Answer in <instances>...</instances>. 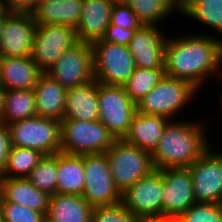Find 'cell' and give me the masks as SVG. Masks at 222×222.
I'll return each mask as SVG.
<instances>
[{
    "instance_id": "cell-1",
    "label": "cell",
    "mask_w": 222,
    "mask_h": 222,
    "mask_svg": "<svg viewBox=\"0 0 222 222\" xmlns=\"http://www.w3.org/2000/svg\"><path fill=\"white\" fill-rule=\"evenodd\" d=\"M209 32L167 35L164 48L165 75L190 82L199 91L207 80L222 79V39ZM212 77V78H210Z\"/></svg>"
},
{
    "instance_id": "cell-2",
    "label": "cell",
    "mask_w": 222,
    "mask_h": 222,
    "mask_svg": "<svg viewBox=\"0 0 222 222\" xmlns=\"http://www.w3.org/2000/svg\"><path fill=\"white\" fill-rule=\"evenodd\" d=\"M201 121H178L176 117L167 123L151 152L156 169L187 168L211 147V139L207 136L211 129Z\"/></svg>"
},
{
    "instance_id": "cell-3",
    "label": "cell",
    "mask_w": 222,
    "mask_h": 222,
    "mask_svg": "<svg viewBox=\"0 0 222 222\" xmlns=\"http://www.w3.org/2000/svg\"><path fill=\"white\" fill-rule=\"evenodd\" d=\"M201 93L190 82L164 75L159 83L136 104L137 112L174 120L181 110ZM184 108V109H183ZM179 112V113H178ZM174 118V119H173Z\"/></svg>"
},
{
    "instance_id": "cell-4",
    "label": "cell",
    "mask_w": 222,
    "mask_h": 222,
    "mask_svg": "<svg viewBox=\"0 0 222 222\" xmlns=\"http://www.w3.org/2000/svg\"><path fill=\"white\" fill-rule=\"evenodd\" d=\"M105 153L114 184L121 194L156 169L151 152L140 149L124 139H116Z\"/></svg>"
},
{
    "instance_id": "cell-5",
    "label": "cell",
    "mask_w": 222,
    "mask_h": 222,
    "mask_svg": "<svg viewBox=\"0 0 222 222\" xmlns=\"http://www.w3.org/2000/svg\"><path fill=\"white\" fill-rule=\"evenodd\" d=\"M116 139L98 121L74 119L61 121L60 150L70 155L105 153Z\"/></svg>"
},
{
    "instance_id": "cell-6",
    "label": "cell",
    "mask_w": 222,
    "mask_h": 222,
    "mask_svg": "<svg viewBox=\"0 0 222 222\" xmlns=\"http://www.w3.org/2000/svg\"><path fill=\"white\" fill-rule=\"evenodd\" d=\"M11 146L39 151L43 155L61 152V122L40 116L7 124Z\"/></svg>"
},
{
    "instance_id": "cell-7",
    "label": "cell",
    "mask_w": 222,
    "mask_h": 222,
    "mask_svg": "<svg viewBox=\"0 0 222 222\" xmlns=\"http://www.w3.org/2000/svg\"><path fill=\"white\" fill-rule=\"evenodd\" d=\"M94 79L102 84L123 86L136 69L128 46L97 40L92 44Z\"/></svg>"
},
{
    "instance_id": "cell-8",
    "label": "cell",
    "mask_w": 222,
    "mask_h": 222,
    "mask_svg": "<svg viewBox=\"0 0 222 222\" xmlns=\"http://www.w3.org/2000/svg\"><path fill=\"white\" fill-rule=\"evenodd\" d=\"M98 104L99 121L115 139H124L137 113L136 103L123 86L98 82Z\"/></svg>"
},
{
    "instance_id": "cell-9",
    "label": "cell",
    "mask_w": 222,
    "mask_h": 222,
    "mask_svg": "<svg viewBox=\"0 0 222 222\" xmlns=\"http://www.w3.org/2000/svg\"><path fill=\"white\" fill-rule=\"evenodd\" d=\"M85 186L82 197L92 206H109L121 202L106 153L84 155Z\"/></svg>"
},
{
    "instance_id": "cell-10",
    "label": "cell",
    "mask_w": 222,
    "mask_h": 222,
    "mask_svg": "<svg viewBox=\"0 0 222 222\" xmlns=\"http://www.w3.org/2000/svg\"><path fill=\"white\" fill-rule=\"evenodd\" d=\"M78 42L76 29L73 27L60 24L37 25L31 58L45 73L65 51Z\"/></svg>"
},
{
    "instance_id": "cell-11",
    "label": "cell",
    "mask_w": 222,
    "mask_h": 222,
    "mask_svg": "<svg viewBox=\"0 0 222 222\" xmlns=\"http://www.w3.org/2000/svg\"><path fill=\"white\" fill-rule=\"evenodd\" d=\"M164 184L162 172L155 169L121 194V203L138 219L162 216Z\"/></svg>"
},
{
    "instance_id": "cell-12",
    "label": "cell",
    "mask_w": 222,
    "mask_h": 222,
    "mask_svg": "<svg viewBox=\"0 0 222 222\" xmlns=\"http://www.w3.org/2000/svg\"><path fill=\"white\" fill-rule=\"evenodd\" d=\"M45 73L66 89L93 81L92 45L78 42L65 51Z\"/></svg>"
},
{
    "instance_id": "cell-13",
    "label": "cell",
    "mask_w": 222,
    "mask_h": 222,
    "mask_svg": "<svg viewBox=\"0 0 222 222\" xmlns=\"http://www.w3.org/2000/svg\"><path fill=\"white\" fill-rule=\"evenodd\" d=\"M188 168L196 202L222 204V156L210 147Z\"/></svg>"
},
{
    "instance_id": "cell-14",
    "label": "cell",
    "mask_w": 222,
    "mask_h": 222,
    "mask_svg": "<svg viewBox=\"0 0 222 222\" xmlns=\"http://www.w3.org/2000/svg\"><path fill=\"white\" fill-rule=\"evenodd\" d=\"M37 24L29 12H11L0 35L1 57H31Z\"/></svg>"
},
{
    "instance_id": "cell-15",
    "label": "cell",
    "mask_w": 222,
    "mask_h": 222,
    "mask_svg": "<svg viewBox=\"0 0 222 222\" xmlns=\"http://www.w3.org/2000/svg\"><path fill=\"white\" fill-rule=\"evenodd\" d=\"M163 177L162 217L178 218L196 200L189 168L160 169Z\"/></svg>"
},
{
    "instance_id": "cell-16",
    "label": "cell",
    "mask_w": 222,
    "mask_h": 222,
    "mask_svg": "<svg viewBox=\"0 0 222 222\" xmlns=\"http://www.w3.org/2000/svg\"><path fill=\"white\" fill-rule=\"evenodd\" d=\"M167 36L159 26L142 25L128 44L138 68H164V48Z\"/></svg>"
},
{
    "instance_id": "cell-17",
    "label": "cell",
    "mask_w": 222,
    "mask_h": 222,
    "mask_svg": "<svg viewBox=\"0 0 222 222\" xmlns=\"http://www.w3.org/2000/svg\"><path fill=\"white\" fill-rule=\"evenodd\" d=\"M116 0H84L81 18L76 27L79 42L102 40L111 21V11Z\"/></svg>"
},
{
    "instance_id": "cell-18",
    "label": "cell",
    "mask_w": 222,
    "mask_h": 222,
    "mask_svg": "<svg viewBox=\"0 0 222 222\" xmlns=\"http://www.w3.org/2000/svg\"><path fill=\"white\" fill-rule=\"evenodd\" d=\"M36 116L62 121L66 109L67 89L48 74L42 73L34 88Z\"/></svg>"
},
{
    "instance_id": "cell-19",
    "label": "cell",
    "mask_w": 222,
    "mask_h": 222,
    "mask_svg": "<svg viewBox=\"0 0 222 222\" xmlns=\"http://www.w3.org/2000/svg\"><path fill=\"white\" fill-rule=\"evenodd\" d=\"M42 73L31 57H1L0 85L5 90L34 89Z\"/></svg>"
},
{
    "instance_id": "cell-20",
    "label": "cell",
    "mask_w": 222,
    "mask_h": 222,
    "mask_svg": "<svg viewBox=\"0 0 222 222\" xmlns=\"http://www.w3.org/2000/svg\"><path fill=\"white\" fill-rule=\"evenodd\" d=\"M0 197L47 215L50 196L27 178H0Z\"/></svg>"
},
{
    "instance_id": "cell-21",
    "label": "cell",
    "mask_w": 222,
    "mask_h": 222,
    "mask_svg": "<svg viewBox=\"0 0 222 222\" xmlns=\"http://www.w3.org/2000/svg\"><path fill=\"white\" fill-rule=\"evenodd\" d=\"M63 119L84 122L99 120L98 82L95 79L67 89L66 109Z\"/></svg>"
},
{
    "instance_id": "cell-22",
    "label": "cell",
    "mask_w": 222,
    "mask_h": 222,
    "mask_svg": "<svg viewBox=\"0 0 222 222\" xmlns=\"http://www.w3.org/2000/svg\"><path fill=\"white\" fill-rule=\"evenodd\" d=\"M84 0H49L38 4L32 12L37 25L60 24L76 29Z\"/></svg>"
},
{
    "instance_id": "cell-23",
    "label": "cell",
    "mask_w": 222,
    "mask_h": 222,
    "mask_svg": "<svg viewBox=\"0 0 222 222\" xmlns=\"http://www.w3.org/2000/svg\"><path fill=\"white\" fill-rule=\"evenodd\" d=\"M170 120L163 116L136 113L124 140L140 149L152 152Z\"/></svg>"
},
{
    "instance_id": "cell-24",
    "label": "cell",
    "mask_w": 222,
    "mask_h": 222,
    "mask_svg": "<svg viewBox=\"0 0 222 222\" xmlns=\"http://www.w3.org/2000/svg\"><path fill=\"white\" fill-rule=\"evenodd\" d=\"M93 207L77 195L50 196L47 217L57 222H91Z\"/></svg>"
},
{
    "instance_id": "cell-25",
    "label": "cell",
    "mask_w": 222,
    "mask_h": 222,
    "mask_svg": "<svg viewBox=\"0 0 222 222\" xmlns=\"http://www.w3.org/2000/svg\"><path fill=\"white\" fill-rule=\"evenodd\" d=\"M84 186V155H70L59 152L57 193L82 196Z\"/></svg>"
},
{
    "instance_id": "cell-26",
    "label": "cell",
    "mask_w": 222,
    "mask_h": 222,
    "mask_svg": "<svg viewBox=\"0 0 222 222\" xmlns=\"http://www.w3.org/2000/svg\"><path fill=\"white\" fill-rule=\"evenodd\" d=\"M179 14L216 31L222 39V0H179ZM214 28V29H213Z\"/></svg>"
},
{
    "instance_id": "cell-27",
    "label": "cell",
    "mask_w": 222,
    "mask_h": 222,
    "mask_svg": "<svg viewBox=\"0 0 222 222\" xmlns=\"http://www.w3.org/2000/svg\"><path fill=\"white\" fill-rule=\"evenodd\" d=\"M132 8L142 25L160 26L177 11L179 0H123ZM171 15V16H169ZM160 22V24H159ZM159 24V25H158Z\"/></svg>"
},
{
    "instance_id": "cell-28",
    "label": "cell",
    "mask_w": 222,
    "mask_h": 222,
    "mask_svg": "<svg viewBox=\"0 0 222 222\" xmlns=\"http://www.w3.org/2000/svg\"><path fill=\"white\" fill-rule=\"evenodd\" d=\"M4 104L0 122L6 125L36 116L34 89L6 90Z\"/></svg>"
},
{
    "instance_id": "cell-29",
    "label": "cell",
    "mask_w": 222,
    "mask_h": 222,
    "mask_svg": "<svg viewBox=\"0 0 222 222\" xmlns=\"http://www.w3.org/2000/svg\"><path fill=\"white\" fill-rule=\"evenodd\" d=\"M43 156L37 150L12 146L0 178H27Z\"/></svg>"
},
{
    "instance_id": "cell-30",
    "label": "cell",
    "mask_w": 222,
    "mask_h": 222,
    "mask_svg": "<svg viewBox=\"0 0 222 222\" xmlns=\"http://www.w3.org/2000/svg\"><path fill=\"white\" fill-rule=\"evenodd\" d=\"M164 68L149 69L136 67L134 73L123 85L126 93L137 104L164 77Z\"/></svg>"
},
{
    "instance_id": "cell-31",
    "label": "cell",
    "mask_w": 222,
    "mask_h": 222,
    "mask_svg": "<svg viewBox=\"0 0 222 222\" xmlns=\"http://www.w3.org/2000/svg\"><path fill=\"white\" fill-rule=\"evenodd\" d=\"M58 153L44 155L27 179L40 191L49 196L57 193Z\"/></svg>"
},
{
    "instance_id": "cell-32",
    "label": "cell",
    "mask_w": 222,
    "mask_h": 222,
    "mask_svg": "<svg viewBox=\"0 0 222 222\" xmlns=\"http://www.w3.org/2000/svg\"><path fill=\"white\" fill-rule=\"evenodd\" d=\"M177 219L179 222H222V204L195 202Z\"/></svg>"
},
{
    "instance_id": "cell-33",
    "label": "cell",
    "mask_w": 222,
    "mask_h": 222,
    "mask_svg": "<svg viewBox=\"0 0 222 222\" xmlns=\"http://www.w3.org/2000/svg\"><path fill=\"white\" fill-rule=\"evenodd\" d=\"M0 213L4 222H43L46 216L26 206L5 202L1 197Z\"/></svg>"
},
{
    "instance_id": "cell-34",
    "label": "cell",
    "mask_w": 222,
    "mask_h": 222,
    "mask_svg": "<svg viewBox=\"0 0 222 222\" xmlns=\"http://www.w3.org/2000/svg\"><path fill=\"white\" fill-rule=\"evenodd\" d=\"M139 219L130 213L120 202L109 206L93 207L91 222H138Z\"/></svg>"
},
{
    "instance_id": "cell-35",
    "label": "cell",
    "mask_w": 222,
    "mask_h": 222,
    "mask_svg": "<svg viewBox=\"0 0 222 222\" xmlns=\"http://www.w3.org/2000/svg\"><path fill=\"white\" fill-rule=\"evenodd\" d=\"M110 22L127 29H139L142 26L132 8L123 0L115 1L111 11Z\"/></svg>"
},
{
    "instance_id": "cell-36",
    "label": "cell",
    "mask_w": 222,
    "mask_h": 222,
    "mask_svg": "<svg viewBox=\"0 0 222 222\" xmlns=\"http://www.w3.org/2000/svg\"><path fill=\"white\" fill-rule=\"evenodd\" d=\"M137 29H127L110 22L102 41L128 46Z\"/></svg>"
},
{
    "instance_id": "cell-37",
    "label": "cell",
    "mask_w": 222,
    "mask_h": 222,
    "mask_svg": "<svg viewBox=\"0 0 222 222\" xmlns=\"http://www.w3.org/2000/svg\"><path fill=\"white\" fill-rule=\"evenodd\" d=\"M11 147L8 126L5 123L0 122V175L6 167Z\"/></svg>"
},
{
    "instance_id": "cell-38",
    "label": "cell",
    "mask_w": 222,
    "mask_h": 222,
    "mask_svg": "<svg viewBox=\"0 0 222 222\" xmlns=\"http://www.w3.org/2000/svg\"><path fill=\"white\" fill-rule=\"evenodd\" d=\"M38 0H10L6 6L11 12L32 13L38 6Z\"/></svg>"
},
{
    "instance_id": "cell-39",
    "label": "cell",
    "mask_w": 222,
    "mask_h": 222,
    "mask_svg": "<svg viewBox=\"0 0 222 222\" xmlns=\"http://www.w3.org/2000/svg\"><path fill=\"white\" fill-rule=\"evenodd\" d=\"M138 222H179L177 218L172 217H147L141 218Z\"/></svg>"
},
{
    "instance_id": "cell-40",
    "label": "cell",
    "mask_w": 222,
    "mask_h": 222,
    "mask_svg": "<svg viewBox=\"0 0 222 222\" xmlns=\"http://www.w3.org/2000/svg\"><path fill=\"white\" fill-rule=\"evenodd\" d=\"M11 13V11L3 5H0V35L5 18Z\"/></svg>"
},
{
    "instance_id": "cell-41",
    "label": "cell",
    "mask_w": 222,
    "mask_h": 222,
    "mask_svg": "<svg viewBox=\"0 0 222 222\" xmlns=\"http://www.w3.org/2000/svg\"><path fill=\"white\" fill-rule=\"evenodd\" d=\"M6 90L0 85V120L4 112Z\"/></svg>"
},
{
    "instance_id": "cell-42",
    "label": "cell",
    "mask_w": 222,
    "mask_h": 222,
    "mask_svg": "<svg viewBox=\"0 0 222 222\" xmlns=\"http://www.w3.org/2000/svg\"><path fill=\"white\" fill-rule=\"evenodd\" d=\"M212 142H211V147L220 155V156H222V150H219V148L218 149H216L217 148V146H215V144L213 143V140H211ZM213 143V144H212ZM215 147V148H214Z\"/></svg>"
},
{
    "instance_id": "cell-43",
    "label": "cell",
    "mask_w": 222,
    "mask_h": 222,
    "mask_svg": "<svg viewBox=\"0 0 222 222\" xmlns=\"http://www.w3.org/2000/svg\"><path fill=\"white\" fill-rule=\"evenodd\" d=\"M10 0H0V5L7 6Z\"/></svg>"
},
{
    "instance_id": "cell-44",
    "label": "cell",
    "mask_w": 222,
    "mask_h": 222,
    "mask_svg": "<svg viewBox=\"0 0 222 222\" xmlns=\"http://www.w3.org/2000/svg\"><path fill=\"white\" fill-rule=\"evenodd\" d=\"M43 222H57V221L51 220V219H49L47 216H45Z\"/></svg>"
},
{
    "instance_id": "cell-45",
    "label": "cell",
    "mask_w": 222,
    "mask_h": 222,
    "mask_svg": "<svg viewBox=\"0 0 222 222\" xmlns=\"http://www.w3.org/2000/svg\"><path fill=\"white\" fill-rule=\"evenodd\" d=\"M220 93H222V92H220ZM220 98H221V100H220V105H221L220 107H221V109L220 110H221V113H222V94H221Z\"/></svg>"
},
{
    "instance_id": "cell-46",
    "label": "cell",
    "mask_w": 222,
    "mask_h": 222,
    "mask_svg": "<svg viewBox=\"0 0 222 222\" xmlns=\"http://www.w3.org/2000/svg\"><path fill=\"white\" fill-rule=\"evenodd\" d=\"M44 1H49V0H38V3L44 2Z\"/></svg>"
},
{
    "instance_id": "cell-47",
    "label": "cell",
    "mask_w": 222,
    "mask_h": 222,
    "mask_svg": "<svg viewBox=\"0 0 222 222\" xmlns=\"http://www.w3.org/2000/svg\"><path fill=\"white\" fill-rule=\"evenodd\" d=\"M0 222H4V221L2 220V216H1V213H0Z\"/></svg>"
}]
</instances>
